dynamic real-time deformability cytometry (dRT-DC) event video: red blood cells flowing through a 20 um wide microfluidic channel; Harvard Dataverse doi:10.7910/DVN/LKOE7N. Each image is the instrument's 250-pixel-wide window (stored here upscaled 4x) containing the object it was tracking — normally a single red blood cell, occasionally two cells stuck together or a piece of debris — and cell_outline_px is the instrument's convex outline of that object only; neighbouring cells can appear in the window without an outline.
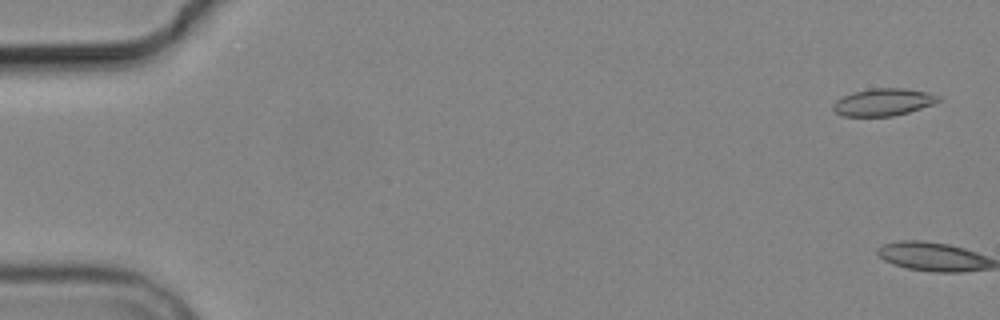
{"species": "common noctule bat (a hibernating species)", "species_latin": "Nyctalus noctula", "temperature_condition": "cold", "stored_images_in_passage": 6, "camera_frame_rate_fps": 3000, "um_per_image_px": 0.085, "animal": {"sex": "male", "body_mass_g": 19.2, "forearm_length_mm": 51.8}, "frame": {"image": 1, "passage_image": 1, "time_ms": 0.0, "image_size_px": [1000, 320], "cell_outline_px": [[940, 100], [932, 104], [908, 112], [892, 116], [844, 116], [836, 112], [832, 108], [832, 104], [836, 100], [852, 92], [872, 88], [904, 88], [928, 92], [940, 96]], "centroid_in_image_um": [75.07, 8.67], "position_along_channel_um": 9.9, "area_um2": 16.65}}